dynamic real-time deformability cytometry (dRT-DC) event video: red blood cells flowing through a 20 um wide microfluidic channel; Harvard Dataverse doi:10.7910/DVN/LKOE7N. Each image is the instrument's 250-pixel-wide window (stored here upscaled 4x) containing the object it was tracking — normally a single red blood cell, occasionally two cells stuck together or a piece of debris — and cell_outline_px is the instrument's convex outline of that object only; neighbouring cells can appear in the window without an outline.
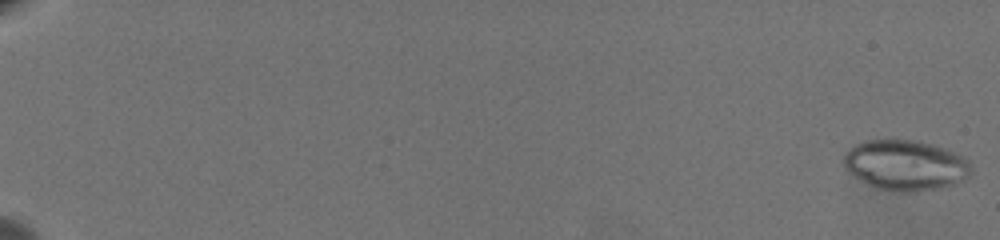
{"species": "common noctule bat (a hibernating species)", "species_latin": "Nyctalus noctula", "temperature_condition": "warm", "stored_images_in_passage": 64, "camera_frame_rate_fps": 3000, "um_per_image_px": 0.085, "animal": {"sex": "female", "body_mass_g": 19.5, "forearm_length_mm": 54.1}, "frame": {"image": 1, "passage_image": 1, "time_ms": 0.0, "image_size_px": [1000, 240], "cell_outline_px": [[972, 172], [964, 180], [956, 184], [940, 188], [916, 192], [900, 192], [880, 188], [868, 184], [860, 180], [848, 172], [844, 168], [844, 152], [848, 148], [864, 140], [920, 140], [936, 144], [964, 156], [972, 164]], "centroid_in_image_um": [77.0, 14.03], "position_along_channel_um": 8.0, "area_um2": 37.97}}
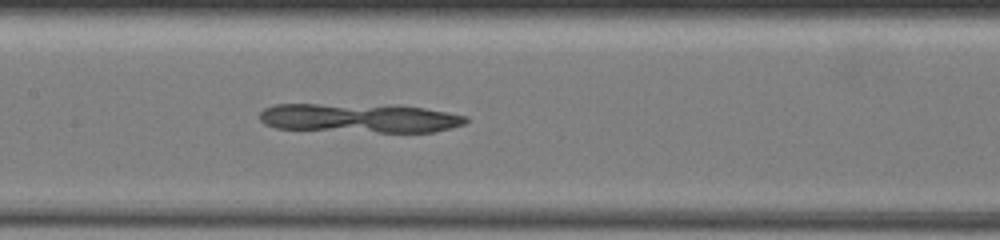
{"frame": {"image": 2, "passage_image": 36, "time_ms": 11.667, "image_size_px": [1000, 240], "cell_outline_px": [[468, 120], [464, 124], [452, 128], [436, 132], [376, 132], [276, 128], [264, 124], [260, 120], [260, 112], [264, 108], [276, 104], [396, 104], [424, 108], [448, 112], [468, 116]], "centroid_in_image_um": [30.61, 10.02], "position_along_channel_um": 176.8, "area_um2": 35.55}}
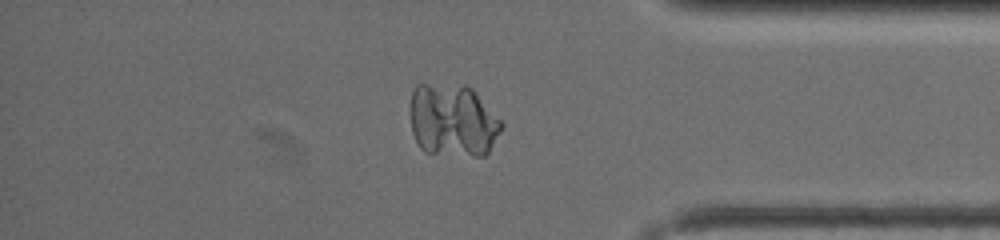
{"frame": {"image": 3, "passage_image": 56, "time_ms": 18.333, "image_size_px": [1000, 240], "cell_outline_px": [[504, 124], [500, 132], [488, 152], [484, 156], [472, 156], [424, 152], [420, 148], [412, 132], [412, 92], [416, 84], [464, 84], [472, 88]], "centroid_in_image_um": [38.5, 10.23], "position_along_channel_um": 396.7, "area_um2": 38.67}}